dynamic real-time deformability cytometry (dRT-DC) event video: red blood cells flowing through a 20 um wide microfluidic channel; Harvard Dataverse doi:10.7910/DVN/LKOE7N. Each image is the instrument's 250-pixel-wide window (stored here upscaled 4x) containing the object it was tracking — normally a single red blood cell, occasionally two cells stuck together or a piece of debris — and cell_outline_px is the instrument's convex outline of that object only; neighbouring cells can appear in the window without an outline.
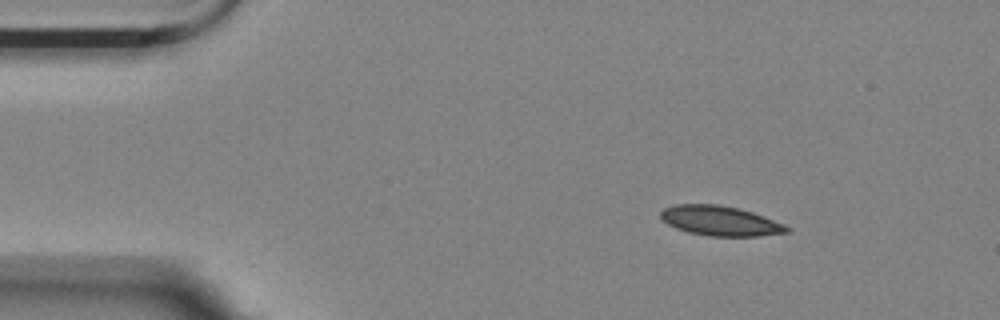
{"species": "Egyptian fruit bat (a non-hibernating species)", "species_latin": "Rousettus aegyptiacus", "temperature_condition": "room temperature", "stored_images_in_passage": 9, "camera_frame_rate_fps": 3000, "um_per_image_px": 0.085, "animal": {"sex": "female"}, "frame": {"image": 1, "passage_image": 1, "time_ms": 0.0, "image_size_px": [1000, 320], "cell_outline_px": [[792, 232], [760, 236], [708, 236], [688, 232], [676, 228], [668, 224], [660, 216], [660, 212], [664, 208], [676, 204], [716, 204], [736, 208], [752, 212], [764, 216], [784, 224], [792, 228]], "centroid_in_image_um": [61.26, 18.78], "position_along_channel_um": 23.7, "area_um2": 21.96}}